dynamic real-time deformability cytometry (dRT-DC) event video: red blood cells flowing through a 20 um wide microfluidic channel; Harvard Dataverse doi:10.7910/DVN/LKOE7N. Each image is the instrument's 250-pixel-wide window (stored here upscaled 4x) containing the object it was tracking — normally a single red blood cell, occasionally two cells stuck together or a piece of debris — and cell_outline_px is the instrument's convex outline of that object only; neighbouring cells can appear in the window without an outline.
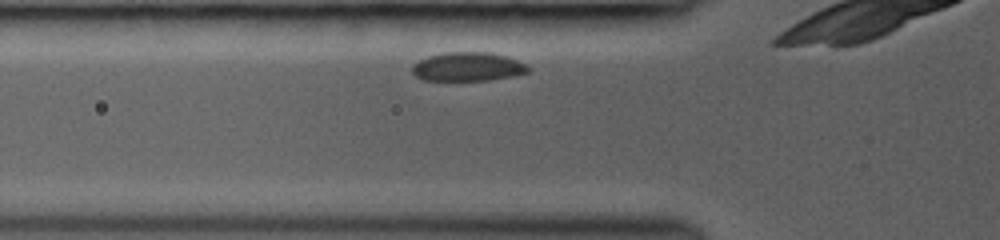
{"species": "common noctule bat (a hibernating species)", "species_latin": "Nyctalus noctula", "temperature_condition": "room temperature", "stored_images_in_passage": 11, "camera_frame_rate_fps": 3000, "um_per_image_px": 0.085, "animal": {"sex": "female", "body_mass_g": 19.0, "forearm_length_mm": 53.3}, "frame": {"image": 1, "passage_image": 4, "time_ms": 1.0, "image_size_px": [1000, 240], "cell_outline_px": [[532, 68], [528, 72], [512, 76], [488, 80], [424, 80], [416, 76], [412, 72], [412, 64], [428, 56], [444, 52], [488, 52], [508, 56], [528, 64]], "centroid_in_image_um": [39.8, 5.66], "position_along_channel_um": 86.0, "area_um2": 19.65}}
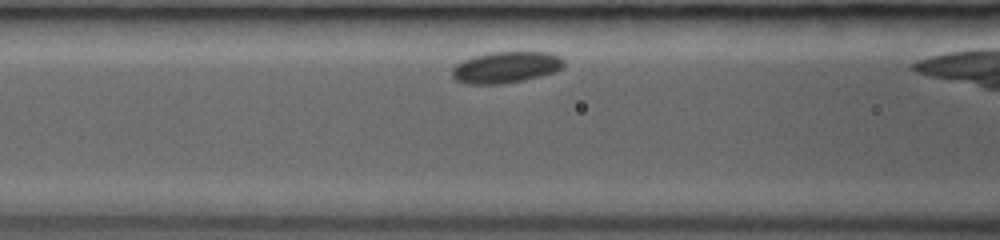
{"frame": {"image": 2, "passage_image": 7, "time_ms": 2.0, "image_size_px": [1000, 240], "cell_outline_px": [[564, 68], [556, 72], [524, 80], [504, 84], [468, 84], [456, 80], [452, 76], [452, 68], [456, 64], [472, 56], [488, 52], [548, 52], [560, 56], [564, 60]], "centroid_in_image_um": [43.02, 5.72], "position_along_channel_um": 123.6, "area_um2": 20.69}}
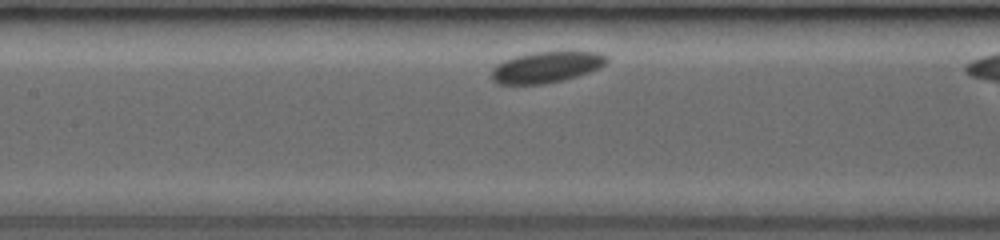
{"frame": {"image": 3, "passage_image": 10, "time_ms": 3.0, "image_size_px": [1000, 240], "cell_outline_px": [[608, 60], [600, 68], [564, 80], [544, 84], [496, 84], [492, 80], [492, 68], [496, 64], [504, 60], [516, 56], [532, 52], [600, 52], [608, 56]], "centroid_in_image_um": [46.42, 5.71], "position_along_channel_um": 161.0, "area_um2": 20.87}}